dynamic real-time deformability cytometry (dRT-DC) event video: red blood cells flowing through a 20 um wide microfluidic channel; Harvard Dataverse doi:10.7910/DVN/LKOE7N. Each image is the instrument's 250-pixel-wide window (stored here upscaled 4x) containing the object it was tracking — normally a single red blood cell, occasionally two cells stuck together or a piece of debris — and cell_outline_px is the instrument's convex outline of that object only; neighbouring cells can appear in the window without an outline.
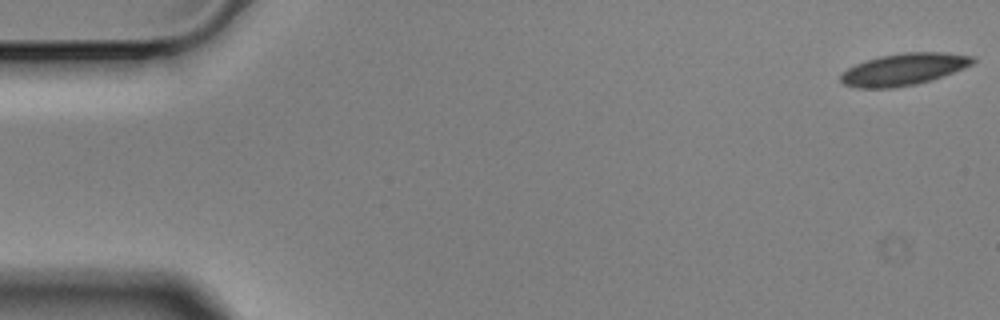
{"species": "Egyptian fruit bat (a non-hibernating species)", "species_latin": "Rousettus aegyptiacus", "temperature_condition": "cold", "stored_images_in_passage": 6, "segment_of_instrument_passage": [2, 2], "camera_frame_rate_fps": 3000, "um_per_image_px": 0.085, "animal": {"sex": "male"}, "frame": {"image": 1, "passage_image": 6, "time_ms": 1.667, "image_size_px": [1000, 320], "cell_outline_px": [[976, 60], [972, 64], [964, 68], [932, 80], [916, 84], [896, 88], [856, 88], [844, 84], [840, 80], [840, 76], [848, 68], [856, 64], [880, 56], [908, 52], [940, 52], [976, 56]], "centroid_in_image_um": [76.84, 5.9], "position_along_channel_um": 8.2, "area_um2": 24.51}}